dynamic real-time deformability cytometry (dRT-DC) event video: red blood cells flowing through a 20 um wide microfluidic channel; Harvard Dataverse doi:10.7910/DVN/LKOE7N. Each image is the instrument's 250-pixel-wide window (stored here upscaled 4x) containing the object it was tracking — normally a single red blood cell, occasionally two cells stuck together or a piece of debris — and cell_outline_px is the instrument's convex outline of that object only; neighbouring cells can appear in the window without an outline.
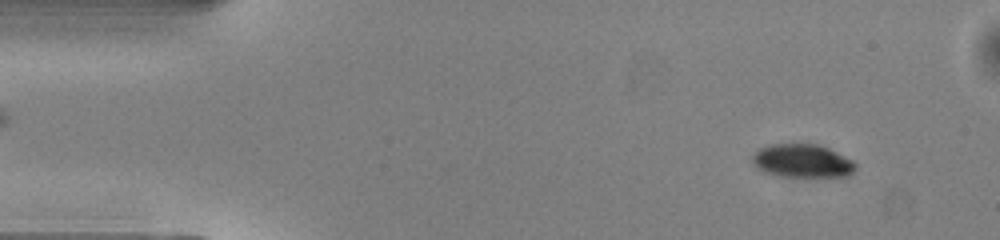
{"species": "common noctule bat (a hibernating species)", "species_latin": "Nyctalus noctula", "temperature_condition": "warm", "stored_images_in_passage": 49, "camera_frame_rate_fps": 3000, "um_per_image_px": 0.085, "animal": {"sex": "male", "body_mass_g": 13.0, "forearm_length_mm": 53.1}, "frame": {"image": 1, "passage_image": 4, "time_ms": 1.0, "image_size_px": [1000, 240], "cell_outline_px": [[856, 168], [848, 176], [776, 176], [764, 172], [752, 160], [752, 156], [760, 148], [772, 144], [816, 144], [828, 148], [852, 160], [856, 164]], "centroid_in_image_um": [68.21, 13.68], "position_along_channel_um": 16.8, "area_um2": 19.71}}
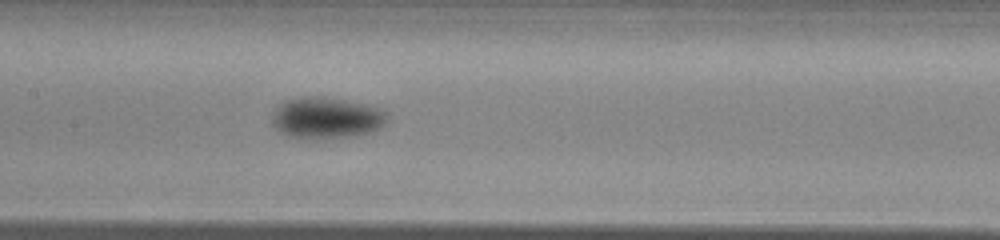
{"frame": {"image": 2, "passage_image": 23, "time_ms": 7.333, "image_size_px": [1000, 240], "cell_outline_px": [[388, 120], [384, 124], [368, 132], [348, 136], [288, 136], [280, 132], [272, 124], [272, 116], [276, 108], [284, 100], [300, 96], [316, 96], [344, 100], [364, 104], [380, 108], [388, 116]], "centroid_in_image_um": [27.7, 9.96], "position_along_channel_um": 179.7, "area_um2": 26.82}}
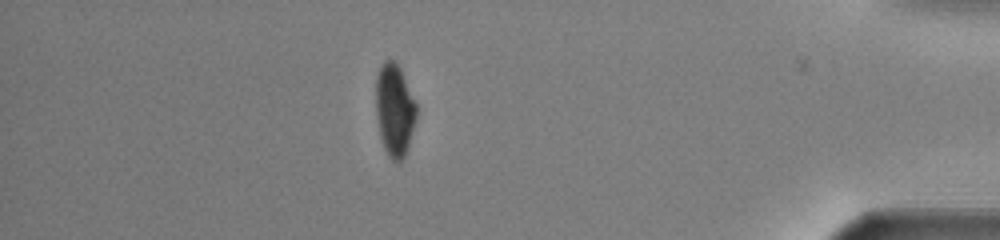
{"frame": {"image": 3, "passage_image": 43, "time_ms": 14.0, "image_size_px": [1000, 240], "cell_outline_px": [[416, 116], [408, 148], [400, 164], [396, 164], [388, 156], [384, 148], [380, 136], [376, 116], [376, 76], [380, 64], [384, 60], [392, 60], [400, 68], [416, 104]], "centroid_in_image_um": [33.52, 9.38], "position_along_channel_um": 401.7, "area_um2": 21.85}, "authors_computed_cell_mechanics": {"area_um2": 23.9292, "velocity_mm_per_s": 4.0585, "shape_relaxation_time_tau1_ms": 2.9762, "shape_relaxation_time_tau2_ms": 3.747, "deformation_change_tau1": 0.1172, "deformation_change_tau2": 0.0483}}